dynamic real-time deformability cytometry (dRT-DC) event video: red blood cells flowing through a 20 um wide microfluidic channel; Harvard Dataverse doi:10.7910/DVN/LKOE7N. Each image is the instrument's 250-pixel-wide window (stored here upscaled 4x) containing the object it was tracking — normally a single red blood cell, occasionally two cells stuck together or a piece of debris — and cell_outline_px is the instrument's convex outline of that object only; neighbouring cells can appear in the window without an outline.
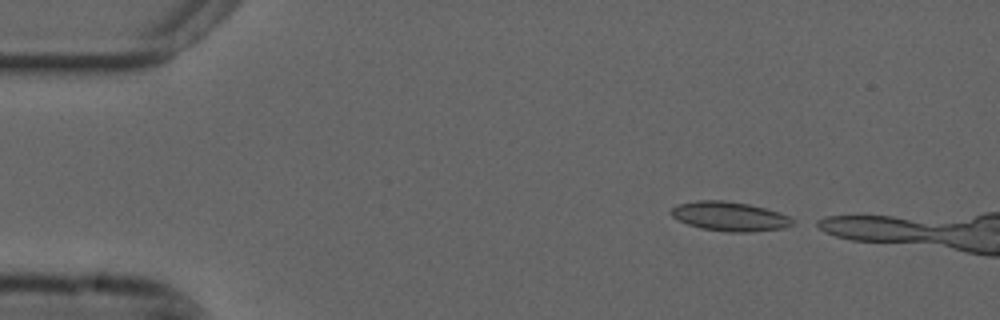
{"species": "common noctule bat (a hibernating species)", "species_latin": "Nyctalus noctula", "temperature_condition": "cold", "stored_images_in_passage": 9, "camera_frame_rate_fps": 3000, "um_per_image_px": 0.085, "animal": {"sex": "male", "forearm_length_mm": 52.5}, "frame": {"image": 1, "passage_image": 2, "time_ms": 0.333, "image_size_px": [1000, 320], "cell_outline_px": [[796, 220], [792, 224], [784, 228], [748, 232], [728, 232], [700, 228], [688, 224], [672, 216], [668, 212], [676, 204], [696, 200], [724, 200], [748, 204], [764, 208], [788, 216]], "centroid_in_image_um": [61.98, 18.39], "position_along_channel_um": 23.0, "area_um2": 20.69}}